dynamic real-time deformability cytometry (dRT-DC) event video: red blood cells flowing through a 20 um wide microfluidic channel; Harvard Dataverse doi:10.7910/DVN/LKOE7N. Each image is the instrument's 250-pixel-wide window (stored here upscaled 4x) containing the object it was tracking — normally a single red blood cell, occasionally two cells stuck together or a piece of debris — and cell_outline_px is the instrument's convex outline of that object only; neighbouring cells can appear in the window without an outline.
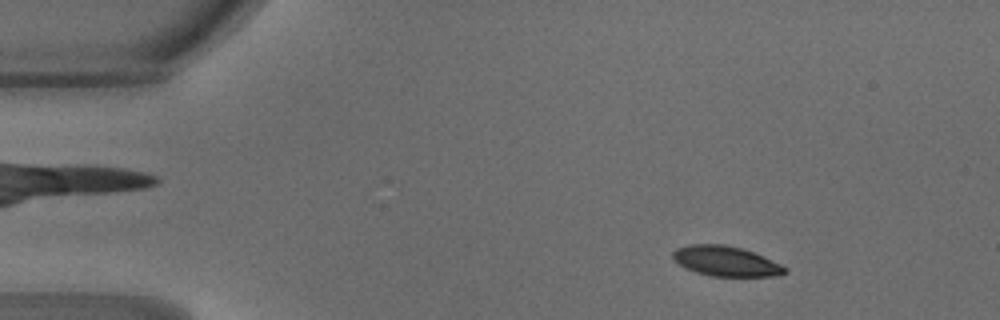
{"species": "common noctule bat (a hibernating species)", "species_latin": "Nyctalus noctula", "temperature_condition": "warm", "stored_images_in_passage": 47, "camera_frame_rate_fps": 3000, "um_per_image_px": 0.085, "animal": {"sex": "male", "body_mass_g": 18.8}, "frame": {"image": 1, "passage_image": 6, "time_ms": 1.667, "image_size_px": [1000, 320], "cell_outline_px": [[788, 272], [772, 276], [712, 276], [696, 272], [684, 268], [672, 256], [672, 252], [676, 248], [692, 244], [724, 244], [740, 248], [752, 252], [780, 264], [788, 268]], "centroid_in_image_um": [61.67, 22.2], "position_along_channel_um": 23.3, "area_um2": 19.36}}
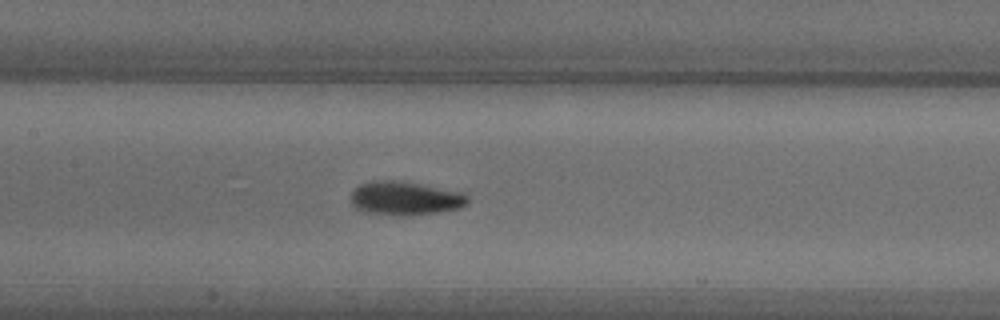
{"frame": {"image": 2, "passage_image": 22, "time_ms": 7.0, "image_size_px": [1000, 320], "cell_outline_px": [[468, 204], [460, 208], [436, 212], [364, 212], [356, 208], [352, 204], [352, 192], [360, 184], [372, 180], [400, 180], [460, 192], [468, 196]], "centroid_in_image_um": [34.43, 16.79], "position_along_channel_um": 173.0, "area_um2": 21.79}}
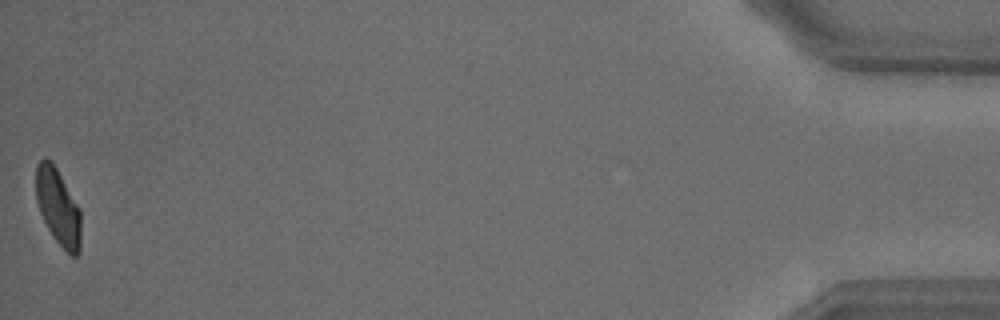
{"frame": {"image": 3, "passage_image": 47, "time_ms": 15.333, "image_size_px": [1000, 320], "cell_outline_px": [[80, 252], [76, 256], [72, 256], [52, 236], [40, 212], [36, 200], [36, 164], [44, 156], [56, 168], [80, 208]], "centroid_in_image_um": [4.93, 17.59], "position_along_channel_um": 430.3, "area_um2": 19.77}, "authors_computed_cell_mechanics": {"area_um2": 21.3282, "velocity_mm_per_s": 4.2267, "shape_relaxation_time_tau1_ms": 2.8429, "shape_relaxation_time_tau2_ms": 1.8834, "deformation_change_tau1": 0.1394, "deformation_change_tau2": 0.0697}}